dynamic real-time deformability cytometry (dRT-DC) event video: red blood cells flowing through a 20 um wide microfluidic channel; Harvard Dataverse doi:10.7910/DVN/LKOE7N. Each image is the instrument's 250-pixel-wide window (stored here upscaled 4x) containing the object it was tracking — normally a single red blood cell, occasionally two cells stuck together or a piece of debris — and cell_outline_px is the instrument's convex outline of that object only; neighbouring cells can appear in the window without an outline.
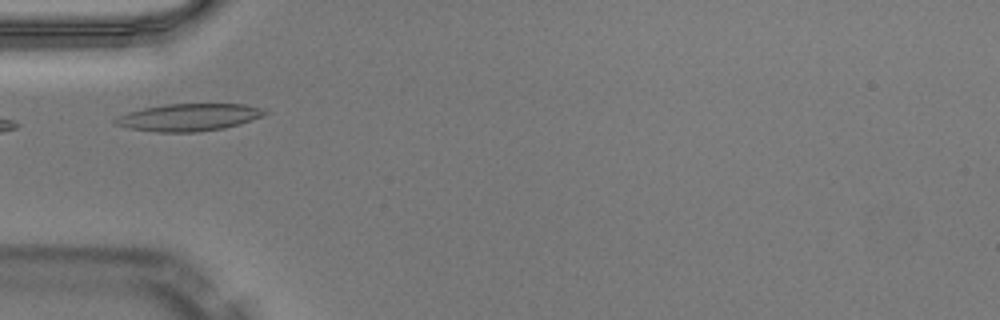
{"species": "Egyptian fruit bat (a non-hibernating species)", "species_latin": "Rousettus aegyptiacus", "temperature_condition": "warm", "stored_images_in_passage": 15, "camera_frame_rate_fps": 3000, "um_per_image_px": 0.085, "animal": {"sex": "male"}, "frame": {"image": 1, "passage_image": 1, "time_ms": 0.0, "image_size_px": [1000, 320], "cell_outline_px": [[268, 112], [264, 116], [240, 124], [224, 128], [200, 132], [156, 132], [128, 128], [116, 124], [112, 120], [128, 112], [144, 108], [164, 104], [244, 104], [260, 108]], "centroid_in_image_um": [16.06, 9.97], "position_along_channel_um": 68.9, "area_um2": 23.76}}